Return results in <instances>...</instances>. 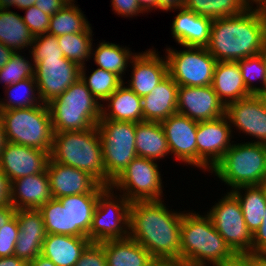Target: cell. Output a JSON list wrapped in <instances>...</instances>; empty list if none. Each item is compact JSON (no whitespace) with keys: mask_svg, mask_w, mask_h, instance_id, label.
<instances>
[{"mask_svg":"<svg viewBox=\"0 0 266 266\" xmlns=\"http://www.w3.org/2000/svg\"><path fill=\"white\" fill-rule=\"evenodd\" d=\"M162 200L134 201L129 209V238L140 243L155 260L180 265V227L184 211Z\"/></svg>","mask_w":266,"mask_h":266,"instance_id":"obj_1","label":"cell"},{"mask_svg":"<svg viewBox=\"0 0 266 266\" xmlns=\"http://www.w3.org/2000/svg\"><path fill=\"white\" fill-rule=\"evenodd\" d=\"M265 47L264 7L252 6L243 14L212 20L206 48L217 62H237L262 53Z\"/></svg>","mask_w":266,"mask_h":266,"instance_id":"obj_2","label":"cell"},{"mask_svg":"<svg viewBox=\"0 0 266 266\" xmlns=\"http://www.w3.org/2000/svg\"><path fill=\"white\" fill-rule=\"evenodd\" d=\"M238 259L206 212L203 215L194 210L183 212L180 227L181 266H228Z\"/></svg>","mask_w":266,"mask_h":266,"instance_id":"obj_3","label":"cell"},{"mask_svg":"<svg viewBox=\"0 0 266 266\" xmlns=\"http://www.w3.org/2000/svg\"><path fill=\"white\" fill-rule=\"evenodd\" d=\"M50 158L89 173L105 186L102 143L97 126L82 131L54 132Z\"/></svg>","mask_w":266,"mask_h":266,"instance_id":"obj_4","label":"cell"},{"mask_svg":"<svg viewBox=\"0 0 266 266\" xmlns=\"http://www.w3.org/2000/svg\"><path fill=\"white\" fill-rule=\"evenodd\" d=\"M47 105L54 132L88 130L101 118L102 104L80 78Z\"/></svg>","mask_w":266,"mask_h":266,"instance_id":"obj_5","label":"cell"},{"mask_svg":"<svg viewBox=\"0 0 266 266\" xmlns=\"http://www.w3.org/2000/svg\"><path fill=\"white\" fill-rule=\"evenodd\" d=\"M234 142L209 173L231 187L229 191L242 186L261 185L266 177V145Z\"/></svg>","mask_w":266,"mask_h":266,"instance_id":"obj_6","label":"cell"},{"mask_svg":"<svg viewBox=\"0 0 266 266\" xmlns=\"http://www.w3.org/2000/svg\"><path fill=\"white\" fill-rule=\"evenodd\" d=\"M0 118L8 142L51 153L54 131L47 104L1 110Z\"/></svg>","mask_w":266,"mask_h":266,"instance_id":"obj_7","label":"cell"},{"mask_svg":"<svg viewBox=\"0 0 266 266\" xmlns=\"http://www.w3.org/2000/svg\"><path fill=\"white\" fill-rule=\"evenodd\" d=\"M97 129L102 143L105 186L110 187L126 166L137 157L135 148L136 123L99 120Z\"/></svg>","mask_w":266,"mask_h":266,"instance_id":"obj_8","label":"cell"},{"mask_svg":"<svg viewBox=\"0 0 266 266\" xmlns=\"http://www.w3.org/2000/svg\"><path fill=\"white\" fill-rule=\"evenodd\" d=\"M223 195L206 214L231 250L243 258L252 254L253 234L245 224L237 197L231 191Z\"/></svg>","mask_w":266,"mask_h":266,"instance_id":"obj_9","label":"cell"},{"mask_svg":"<svg viewBox=\"0 0 266 266\" xmlns=\"http://www.w3.org/2000/svg\"><path fill=\"white\" fill-rule=\"evenodd\" d=\"M130 205L124 195L107 187L98 197L87 238L91 242L128 238Z\"/></svg>","mask_w":266,"mask_h":266,"instance_id":"obj_10","label":"cell"},{"mask_svg":"<svg viewBox=\"0 0 266 266\" xmlns=\"http://www.w3.org/2000/svg\"><path fill=\"white\" fill-rule=\"evenodd\" d=\"M161 176L157 161L137 156L110 187L130 202L162 200L164 185Z\"/></svg>","mask_w":266,"mask_h":266,"instance_id":"obj_11","label":"cell"},{"mask_svg":"<svg viewBox=\"0 0 266 266\" xmlns=\"http://www.w3.org/2000/svg\"><path fill=\"white\" fill-rule=\"evenodd\" d=\"M182 47L183 50L166 47L168 74L179 86L212 85L217 60L205 47Z\"/></svg>","mask_w":266,"mask_h":266,"instance_id":"obj_12","label":"cell"},{"mask_svg":"<svg viewBox=\"0 0 266 266\" xmlns=\"http://www.w3.org/2000/svg\"><path fill=\"white\" fill-rule=\"evenodd\" d=\"M234 133L226 115L198 122L197 168L210 172L232 146Z\"/></svg>","mask_w":266,"mask_h":266,"instance_id":"obj_13","label":"cell"},{"mask_svg":"<svg viewBox=\"0 0 266 266\" xmlns=\"http://www.w3.org/2000/svg\"><path fill=\"white\" fill-rule=\"evenodd\" d=\"M81 67L63 57L46 58L35 64L34 77L43 104L63 94L80 78Z\"/></svg>","mask_w":266,"mask_h":266,"instance_id":"obj_14","label":"cell"},{"mask_svg":"<svg viewBox=\"0 0 266 266\" xmlns=\"http://www.w3.org/2000/svg\"><path fill=\"white\" fill-rule=\"evenodd\" d=\"M171 155L177 161L197 167V127L198 122L187 116L175 113L160 122Z\"/></svg>","mask_w":266,"mask_h":266,"instance_id":"obj_15","label":"cell"},{"mask_svg":"<svg viewBox=\"0 0 266 266\" xmlns=\"http://www.w3.org/2000/svg\"><path fill=\"white\" fill-rule=\"evenodd\" d=\"M46 172L53 199L75 194L102 193L107 188L89 173L60 164L51 158H49Z\"/></svg>","mask_w":266,"mask_h":266,"instance_id":"obj_16","label":"cell"},{"mask_svg":"<svg viewBox=\"0 0 266 266\" xmlns=\"http://www.w3.org/2000/svg\"><path fill=\"white\" fill-rule=\"evenodd\" d=\"M225 109L212 85L178 88L177 113L192 120L197 122L215 120L225 115Z\"/></svg>","mask_w":266,"mask_h":266,"instance_id":"obj_17","label":"cell"},{"mask_svg":"<svg viewBox=\"0 0 266 266\" xmlns=\"http://www.w3.org/2000/svg\"><path fill=\"white\" fill-rule=\"evenodd\" d=\"M225 115L233 127L232 132L237 130L254 138L250 142L266 145V113L256 95L228 104Z\"/></svg>","mask_w":266,"mask_h":266,"instance_id":"obj_18","label":"cell"},{"mask_svg":"<svg viewBox=\"0 0 266 266\" xmlns=\"http://www.w3.org/2000/svg\"><path fill=\"white\" fill-rule=\"evenodd\" d=\"M130 64L131 79L124 83L140 97L149 94L168 75L166 56L161 57L154 48L138 52Z\"/></svg>","mask_w":266,"mask_h":266,"instance_id":"obj_19","label":"cell"},{"mask_svg":"<svg viewBox=\"0 0 266 266\" xmlns=\"http://www.w3.org/2000/svg\"><path fill=\"white\" fill-rule=\"evenodd\" d=\"M50 154L41 149L8 142L0 159V169L12 182L46 170Z\"/></svg>","mask_w":266,"mask_h":266,"instance_id":"obj_20","label":"cell"},{"mask_svg":"<svg viewBox=\"0 0 266 266\" xmlns=\"http://www.w3.org/2000/svg\"><path fill=\"white\" fill-rule=\"evenodd\" d=\"M19 233L14 255L30 263L41 255L42 243L46 237L44 219L39 209L16 210Z\"/></svg>","mask_w":266,"mask_h":266,"instance_id":"obj_21","label":"cell"},{"mask_svg":"<svg viewBox=\"0 0 266 266\" xmlns=\"http://www.w3.org/2000/svg\"><path fill=\"white\" fill-rule=\"evenodd\" d=\"M180 11L171 25V35L180 46L207 47L210 41L212 19L197 15L184 6L174 9Z\"/></svg>","mask_w":266,"mask_h":266,"instance_id":"obj_22","label":"cell"},{"mask_svg":"<svg viewBox=\"0 0 266 266\" xmlns=\"http://www.w3.org/2000/svg\"><path fill=\"white\" fill-rule=\"evenodd\" d=\"M52 199L48 174L24 176L11 182V205L16 209H39Z\"/></svg>","mask_w":266,"mask_h":266,"instance_id":"obj_23","label":"cell"},{"mask_svg":"<svg viewBox=\"0 0 266 266\" xmlns=\"http://www.w3.org/2000/svg\"><path fill=\"white\" fill-rule=\"evenodd\" d=\"M179 85L168 74L149 94L142 97L143 121L161 122L177 113Z\"/></svg>","mask_w":266,"mask_h":266,"instance_id":"obj_24","label":"cell"},{"mask_svg":"<svg viewBox=\"0 0 266 266\" xmlns=\"http://www.w3.org/2000/svg\"><path fill=\"white\" fill-rule=\"evenodd\" d=\"M100 120L143 122L142 97L123 83L103 102Z\"/></svg>","mask_w":266,"mask_h":266,"instance_id":"obj_25","label":"cell"},{"mask_svg":"<svg viewBox=\"0 0 266 266\" xmlns=\"http://www.w3.org/2000/svg\"><path fill=\"white\" fill-rule=\"evenodd\" d=\"M90 243L87 237L46 234L41 255L56 266H74Z\"/></svg>","mask_w":266,"mask_h":266,"instance_id":"obj_26","label":"cell"},{"mask_svg":"<svg viewBox=\"0 0 266 266\" xmlns=\"http://www.w3.org/2000/svg\"><path fill=\"white\" fill-rule=\"evenodd\" d=\"M100 194H75L57 199L68 209L69 236L87 237Z\"/></svg>","mask_w":266,"mask_h":266,"instance_id":"obj_27","label":"cell"},{"mask_svg":"<svg viewBox=\"0 0 266 266\" xmlns=\"http://www.w3.org/2000/svg\"><path fill=\"white\" fill-rule=\"evenodd\" d=\"M212 87L225 107L251 96L241 76L238 62H217Z\"/></svg>","mask_w":266,"mask_h":266,"instance_id":"obj_28","label":"cell"},{"mask_svg":"<svg viewBox=\"0 0 266 266\" xmlns=\"http://www.w3.org/2000/svg\"><path fill=\"white\" fill-rule=\"evenodd\" d=\"M107 266H149L155 259L140 243L131 239L104 241Z\"/></svg>","mask_w":266,"mask_h":266,"instance_id":"obj_29","label":"cell"},{"mask_svg":"<svg viewBox=\"0 0 266 266\" xmlns=\"http://www.w3.org/2000/svg\"><path fill=\"white\" fill-rule=\"evenodd\" d=\"M136 154L155 161L171 155L167 139L160 122L143 121L136 123Z\"/></svg>","mask_w":266,"mask_h":266,"instance_id":"obj_30","label":"cell"},{"mask_svg":"<svg viewBox=\"0 0 266 266\" xmlns=\"http://www.w3.org/2000/svg\"><path fill=\"white\" fill-rule=\"evenodd\" d=\"M102 41L97 44L98 47L95 49L92 45L90 58H93L97 67L118 75L124 81L126 69L131 66L130 61L137 52H132L129 50L131 48L127 46Z\"/></svg>","mask_w":266,"mask_h":266,"instance_id":"obj_31","label":"cell"},{"mask_svg":"<svg viewBox=\"0 0 266 266\" xmlns=\"http://www.w3.org/2000/svg\"><path fill=\"white\" fill-rule=\"evenodd\" d=\"M34 36L22 16L11 9L0 10V42L15 52L26 51L33 44Z\"/></svg>","mask_w":266,"mask_h":266,"instance_id":"obj_32","label":"cell"},{"mask_svg":"<svg viewBox=\"0 0 266 266\" xmlns=\"http://www.w3.org/2000/svg\"><path fill=\"white\" fill-rule=\"evenodd\" d=\"M231 192L240 202L245 224L252 234L259 228L265 215L266 194L261 185L242 186Z\"/></svg>","mask_w":266,"mask_h":266,"instance_id":"obj_33","label":"cell"},{"mask_svg":"<svg viewBox=\"0 0 266 266\" xmlns=\"http://www.w3.org/2000/svg\"><path fill=\"white\" fill-rule=\"evenodd\" d=\"M184 7L213 20L243 14L252 6L247 0H186Z\"/></svg>","mask_w":266,"mask_h":266,"instance_id":"obj_34","label":"cell"},{"mask_svg":"<svg viewBox=\"0 0 266 266\" xmlns=\"http://www.w3.org/2000/svg\"><path fill=\"white\" fill-rule=\"evenodd\" d=\"M91 24L76 4L62 7L50 17L47 33L54 36L87 32Z\"/></svg>","mask_w":266,"mask_h":266,"instance_id":"obj_35","label":"cell"},{"mask_svg":"<svg viewBox=\"0 0 266 266\" xmlns=\"http://www.w3.org/2000/svg\"><path fill=\"white\" fill-rule=\"evenodd\" d=\"M4 89L5 97L0 99V110L28 108L43 104L35 77L19 81Z\"/></svg>","mask_w":266,"mask_h":266,"instance_id":"obj_36","label":"cell"},{"mask_svg":"<svg viewBox=\"0 0 266 266\" xmlns=\"http://www.w3.org/2000/svg\"><path fill=\"white\" fill-rule=\"evenodd\" d=\"M86 68V65L81 67L80 79L100 104H103V102L124 83L118 75L99 67L95 70L93 68L91 74L87 76Z\"/></svg>","mask_w":266,"mask_h":266,"instance_id":"obj_37","label":"cell"},{"mask_svg":"<svg viewBox=\"0 0 266 266\" xmlns=\"http://www.w3.org/2000/svg\"><path fill=\"white\" fill-rule=\"evenodd\" d=\"M93 35L91 27L87 32L66 34L57 37L59 46L63 51V56L80 67L86 65V61L91 59V48L94 41Z\"/></svg>","mask_w":266,"mask_h":266,"instance_id":"obj_38","label":"cell"},{"mask_svg":"<svg viewBox=\"0 0 266 266\" xmlns=\"http://www.w3.org/2000/svg\"><path fill=\"white\" fill-rule=\"evenodd\" d=\"M237 62L247 91L251 95L262 92L266 78V62L263 53L238 60ZM255 81H260V86H256Z\"/></svg>","mask_w":266,"mask_h":266,"instance_id":"obj_39","label":"cell"},{"mask_svg":"<svg viewBox=\"0 0 266 266\" xmlns=\"http://www.w3.org/2000/svg\"><path fill=\"white\" fill-rule=\"evenodd\" d=\"M22 54L24 53L20 51L14 52L9 62L0 69V83L4 84V87L34 77L35 65L32 58L28 60V57Z\"/></svg>","mask_w":266,"mask_h":266,"instance_id":"obj_40","label":"cell"},{"mask_svg":"<svg viewBox=\"0 0 266 266\" xmlns=\"http://www.w3.org/2000/svg\"><path fill=\"white\" fill-rule=\"evenodd\" d=\"M39 210L44 219L46 234L69 235V217L68 209L57 199H51Z\"/></svg>","mask_w":266,"mask_h":266,"instance_id":"obj_41","label":"cell"},{"mask_svg":"<svg viewBox=\"0 0 266 266\" xmlns=\"http://www.w3.org/2000/svg\"><path fill=\"white\" fill-rule=\"evenodd\" d=\"M29 54L34 65L40 60H46V58L62 59L64 57L63 51L57 41V36L48 33L34 37L33 44L29 49Z\"/></svg>","mask_w":266,"mask_h":266,"instance_id":"obj_42","label":"cell"},{"mask_svg":"<svg viewBox=\"0 0 266 266\" xmlns=\"http://www.w3.org/2000/svg\"><path fill=\"white\" fill-rule=\"evenodd\" d=\"M24 10L25 16H22V19L29 28L30 33L34 37L47 33L51 16L42 12L35 5Z\"/></svg>","mask_w":266,"mask_h":266,"instance_id":"obj_43","label":"cell"},{"mask_svg":"<svg viewBox=\"0 0 266 266\" xmlns=\"http://www.w3.org/2000/svg\"><path fill=\"white\" fill-rule=\"evenodd\" d=\"M19 227L16 215L0 228V257L14 255Z\"/></svg>","mask_w":266,"mask_h":266,"instance_id":"obj_44","label":"cell"},{"mask_svg":"<svg viewBox=\"0 0 266 266\" xmlns=\"http://www.w3.org/2000/svg\"><path fill=\"white\" fill-rule=\"evenodd\" d=\"M74 266H107L103 242H91Z\"/></svg>","mask_w":266,"mask_h":266,"instance_id":"obj_45","label":"cell"},{"mask_svg":"<svg viewBox=\"0 0 266 266\" xmlns=\"http://www.w3.org/2000/svg\"><path fill=\"white\" fill-rule=\"evenodd\" d=\"M111 7L114 14L121 17L131 18L133 16H139V13L145 14V12L139 6L137 0H111Z\"/></svg>","mask_w":266,"mask_h":266,"instance_id":"obj_46","label":"cell"},{"mask_svg":"<svg viewBox=\"0 0 266 266\" xmlns=\"http://www.w3.org/2000/svg\"><path fill=\"white\" fill-rule=\"evenodd\" d=\"M252 253H266V208L261 225L253 233Z\"/></svg>","mask_w":266,"mask_h":266,"instance_id":"obj_47","label":"cell"},{"mask_svg":"<svg viewBox=\"0 0 266 266\" xmlns=\"http://www.w3.org/2000/svg\"><path fill=\"white\" fill-rule=\"evenodd\" d=\"M11 204V181L0 169V207Z\"/></svg>","mask_w":266,"mask_h":266,"instance_id":"obj_48","label":"cell"},{"mask_svg":"<svg viewBox=\"0 0 266 266\" xmlns=\"http://www.w3.org/2000/svg\"><path fill=\"white\" fill-rule=\"evenodd\" d=\"M35 6L42 12L52 16L65 6L62 0H36Z\"/></svg>","mask_w":266,"mask_h":266,"instance_id":"obj_49","label":"cell"},{"mask_svg":"<svg viewBox=\"0 0 266 266\" xmlns=\"http://www.w3.org/2000/svg\"><path fill=\"white\" fill-rule=\"evenodd\" d=\"M186 0H157V10L174 12V9L183 7Z\"/></svg>","mask_w":266,"mask_h":266,"instance_id":"obj_50","label":"cell"},{"mask_svg":"<svg viewBox=\"0 0 266 266\" xmlns=\"http://www.w3.org/2000/svg\"><path fill=\"white\" fill-rule=\"evenodd\" d=\"M16 214V209L11 205L0 207V228L9 222Z\"/></svg>","mask_w":266,"mask_h":266,"instance_id":"obj_51","label":"cell"},{"mask_svg":"<svg viewBox=\"0 0 266 266\" xmlns=\"http://www.w3.org/2000/svg\"><path fill=\"white\" fill-rule=\"evenodd\" d=\"M250 266H266V253H252L243 257Z\"/></svg>","mask_w":266,"mask_h":266,"instance_id":"obj_52","label":"cell"},{"mask_svg":"<svg viewBox=\"0 0 266 266\" xmlns=\"http://www.w3.org/2000/svg\"><path fill=\"white\" fill-rule=\"evenodd\" d=\"M0 266H28V263L13 255L10 257H0Z\"/></svg>","mask_w":266,"mask_h":266,"instance_id":"obj_53","label":"cell"},{"mask_svg":"<svg viewBox=\"0 0 266 266\" xmlns=\"http://www.w3.org/2000/svg\"><path fill=\"white\" fill-rule=\"evenodd\" d=\"M14 52L15 51L13 49L8 48L0 42V69L9 62V59L12 57Z\"/></svg>","mask_w":266,"mask_h":266,"instance_id":"obj_54","label":"cell"},{"mask_svg":"<svg viewBox=\"0 0 266 266\" xmlns=\"http://www.w3.org/2000/svg\"><path fill=\"white\" fill-rule=\"evenodd\" d=\"M141 9L147 13L152 12V10H157V0H137Z\"/></svg>","mask_w":266,"mask_h":266,"instance_id":"obj_55","label":"cell"},{"mask_svg":"<svg viewBox=\"0 0 266 266\" xmlns=\"http://www.w3.org/2000/svg\"><path fill=\"white\" fill-rule=\"evenodd\" d=\"M28 266H56V265L51 260L43 257L42 255H39L30 263H28Z\"/></svg>","mask_w":266,"mask_h":266,"instance_id":"obj_56","label":"cell"},{"mask_svg":"<svg viewBox=\"0 0 266 266\" xmlns=\"http://www.w3.org/2000/svg\"><path fill=\"white\" fill-rule=\"evenodd\" d=\"M36 0H14V8L16 7V9H27L28 7H31L33 5H35Z\"/></svg>","mask_w":266,"mask_h":266,"instance_id":"obj_57","label":"cell"},{"mask_svg":"<svg viewBox=\"0 0 266 266\" xmlns=\"http://www.w3.org/2000/svg\"><path fill=\"white\" fill-rule=\"evenodd\" d=\"M8 143L7 136L4 131V125L3 121L0 118V159L3 149L6 147V144Z\"/></svg>","mask_w":266,"mask_h":266,"instance_id":"obj_58","label":"cell"},{"mask_svg":"<svg viewBox=\"0 0 266 266\" xmlns=\"http://www.w3.org/2000/svg\"><path fill=\"white\" fill-rule=\"evenodd\" d=\"M13 4L14 0H0V10H9L10 7H13Z\"/></svg>","mask_w":266,"mask_h":266,"instance_id":"obj_59","label":"cell"},{"mask_svg":"<svg viewBox=\"0 0 266 266\" xmlns=\"http://www.w3.org/2000/svg\"><path fill=\"white\" fill-rule=\"evenodd\" d=\"M256 96L259 98L262 108L266 113V92H259L256 94Z\"/></svg>","mask_w":266,"mask_h":266,"instance_id":"obj_60","label":"cell"},{"mask_svg":"<svg viewBox=\"0 0 266 266\" xmlns=\"http://www.w3.org/2000/svg\"><path fill=\"white\" fill-rule=\"evenodd\" d=\"M173 265L174 264H172L171 262H167V261H164V260H155L149 266H173Z\"/></svg>","mask_w":266,"mask_h":266,"instance_id":"obj_61","label":"cell"},{"mask_svg":"<svg viewBox=\"0 0 266 266\" xmlns=\"http://www.w3.org/2000/svg\"><path fill=\"white\" fill-rule=\"evenodd\" d=\"M251 6H262L266 5V0H247ZM255 4V5H254Z\"/></svg>","mask_w":266,"mask_h":266,"instance_id":"obj_62","label":"cell"},{"mask_svg":"<svg viewBox=\"0 0 266 266\" xmlns=\"http://www.w3.org/2000/svg\"><path fill=\"white\" fill-rule=\"evenodd\" d=\"M228 266H250L243 258H239L235 263L229 264Z\"/></svg>","mask_w":266,"mask_h":266,"instance_id":"obj_63","label":"cell"},{"mask_svg":"<svg viewBox=\"0 0 266 266\" xmlns=\"http://www.w3.org/2000/svg\"><path fill=\"white\" fill-rule=\"evenodd\" d=\"M262 53H263L264 60L266 62V47L264 48ZM262 92H266V78H265V82H264V86H263Z\"/></svg>","mask_w":266,"mask_h":266,"instance_id":"obj_64","label":"cell"},{"mask_svg":"<svg viewBox=\"0 0 266 266\" xmlns=\"http://www.w3.org/2000/svg\"><path fill=\"white\" fill-rule=\"evenodd\" d=\"M65 5L76 4V0H62Z\"/></svg>","mask_w":266,"mask_h":266,"instance_id":"obj_65","label":"cell"},{"mask_svg":"<svg viewBox=\"0 0 266 266\" xmlns=\"http://www.w3.org/2000/svg\"><path fill=\"white\" fill-rule=\"evenodd\" d=\"M261 187L264 189L266 194V177L263 179V182L261 183Z\"/></svg>","mask_w":266,"mask_h":266,"instance_id":"obj_66","label":"cell"}]
</instances>
